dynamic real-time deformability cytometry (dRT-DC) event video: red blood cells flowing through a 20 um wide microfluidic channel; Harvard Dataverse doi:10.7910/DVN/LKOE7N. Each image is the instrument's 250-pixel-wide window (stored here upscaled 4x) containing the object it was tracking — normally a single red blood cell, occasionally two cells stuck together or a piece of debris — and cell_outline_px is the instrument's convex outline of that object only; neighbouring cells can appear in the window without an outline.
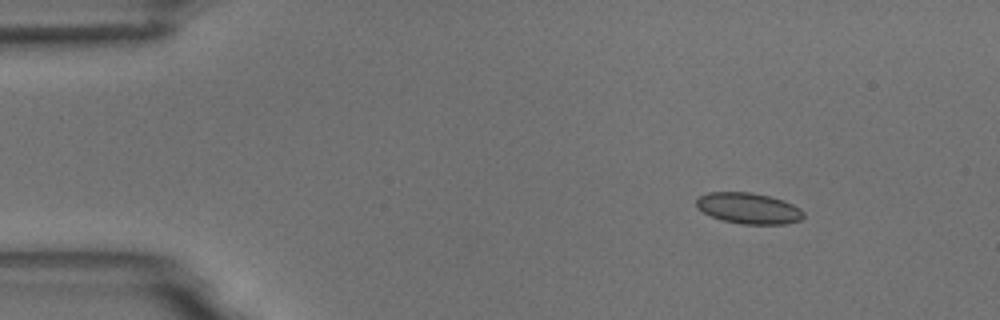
{"species": "common noctule bat (a hibernating species)", "species_latin": "Nyctalus noctula", "temperature_condition": "room temperature", "stored_images_in_passage": 10, "camera_frame_rate_fps": 3000, "um_per_image_px": 0.085, "animal": {"sex": "male", "body_mass_g": 18.8}, "frame": {"image": 1, "passage_image": 1, "time_ms": 0.0, "image_size_px": [1000, 320], "cell_outline_px": [[804, 216], [800, 220], [784, 224], [740, 224], [724, 220], [712, 216], [696, 208], [696, 200], [700, 196], [708, 192], [752, 192], [784, 200], [800, 208], [804, 212]], "centroid_in_image_um": [63.63, 17.7], "position_along_channel_um": 21.4, "area_um2": 19.31}}